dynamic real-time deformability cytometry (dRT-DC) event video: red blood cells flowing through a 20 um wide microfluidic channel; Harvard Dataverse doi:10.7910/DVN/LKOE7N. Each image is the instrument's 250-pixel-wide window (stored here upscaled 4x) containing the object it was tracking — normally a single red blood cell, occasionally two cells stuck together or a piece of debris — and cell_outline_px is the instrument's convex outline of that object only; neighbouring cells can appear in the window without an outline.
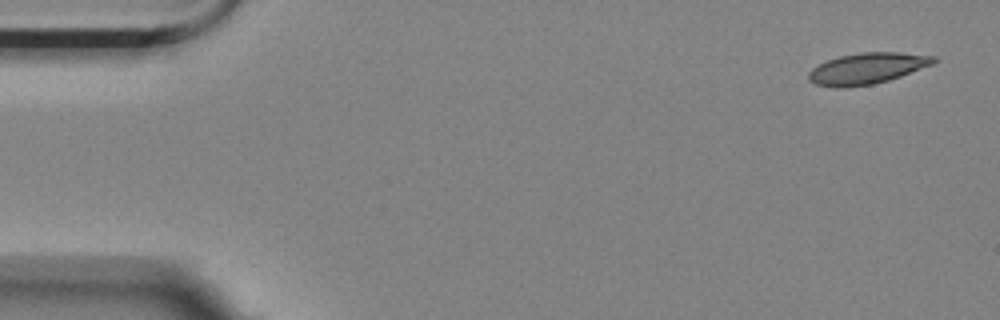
{"species": "Egyptian fruit bat (a non-hibernating species)", "species_latin": "Rousettus aegyptiacus", "temperature_condition": "room temperature", "stored_images_in_passage": 6, "camera_frame_rate_fps": 3000, "um_per_image_px": 0.085, "animal": {"sex": "female"}, "frame": {"image": 1, "passage_image": 6, "time_ms": 1.667, "image_size_px": [1000, 320], "cell_outline_px": [[936, 60], [932, 64], [900, 76], [888, 80], [872, 84], [836, 88], [816, 84], [808, 80], [808, 72], [812, 68], [828, 60], [840, 56], [860, 52], [900, 52], [936, 56]], "centroid_in_image_um": [73.68, 5.81], "position_along_channel_um": 11.3, "area_um2": 22.43}}